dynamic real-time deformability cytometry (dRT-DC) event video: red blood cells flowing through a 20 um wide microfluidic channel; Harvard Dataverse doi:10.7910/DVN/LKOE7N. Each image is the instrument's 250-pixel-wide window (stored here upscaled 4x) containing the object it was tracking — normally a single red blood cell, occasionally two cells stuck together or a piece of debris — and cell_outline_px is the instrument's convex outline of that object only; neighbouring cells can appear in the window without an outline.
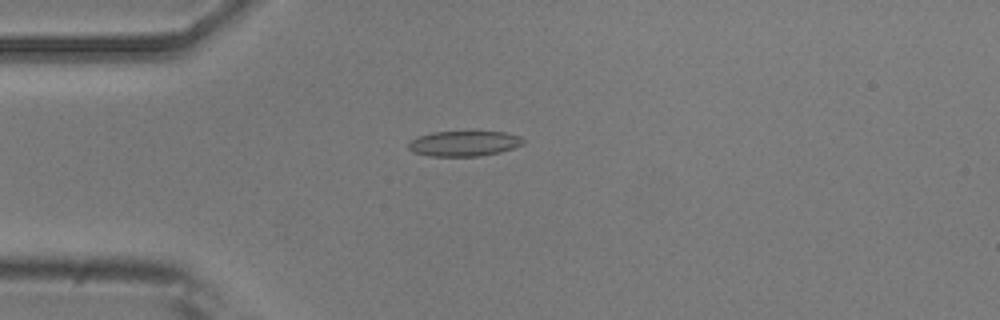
{"species": "common noctule bat (a hibernating species)", "species_latin": "Nyctalus noctula", "temperature_condition": "room temperature", "stored_images_in_passage": 46, "camera_frame_rate_fps": 3000, "um_per_image_px": 0.085, "animal": {"sex": "male", "body_mass_g": 20.5, "forearm_length_mm": 52.5}, "frame": {"image": 1, "passage_image": 7, "time_ms": 2.0, "image_size_px": [1000, 320], "cell_outline_px": [[524, 144], [500, 152], [480, 156], [432, 156], [412, 152], [408, 148], [408, 144], [416, 136], [432, 132], [472, 128], [508, 132], [520, 136], [524, 140]], "centroid_in_image_um": [39.47, 12.13], "position_along_channel_um": 45.5, "area_um2": 18.03}}
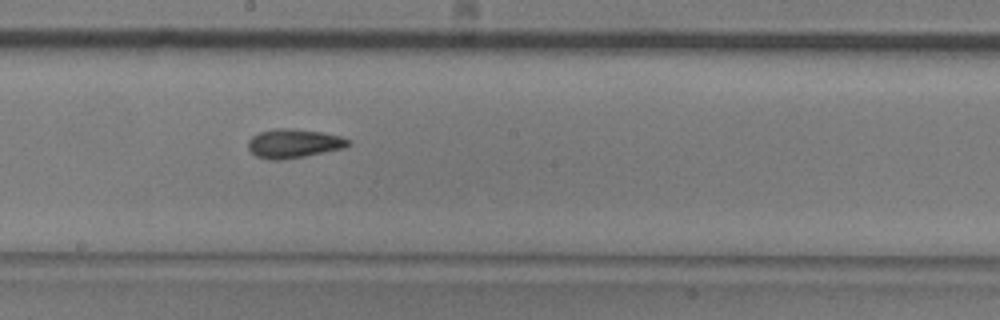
{"frame": {"image": 2, "passage_image": 22, "time_ms": 7.0, "image_size_px": [1000, 320], "cell_outline_px": [[352, 144], [344, 148], [304, 156], [280, 160], [268, 160], [256, 156], [248, 148], [248, 140], [252, 136], [260, 132], [276, 128], [292, 128], [320, 132], [340, 136], [352, 140]], "centroid_in_image_um": [24.97, 12.19], "position_along_channel_um": 223.2, "area_um2": 16.94}}
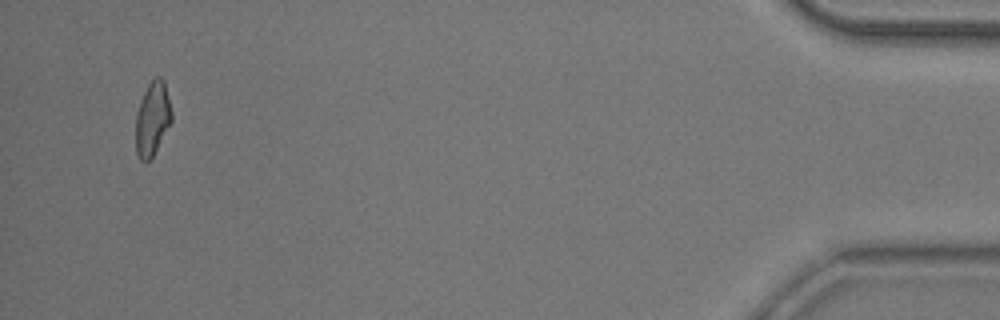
{"frame": {"image": 3, "passage_image": 44, "time_ms": 14.333, "image_size_px": [1000, 320], "cell_outline_px": [[172, 120], [152, 156], [144, 164], [140, 160], [136, 152], [136, 112], [140, 100], [148, 84], [156, 76], [160, 76], [164, 80], [172, 112]], "centroid_in_image_um": [12.94, 10.07], "position_along_channel_um": 422.3, "area_um2": 15.37}, "authors_computed_cell_mechanics": {"area_um2": 16.3574, "velocity_mm_per_s": 3.8328, "shape_relaxation_time_tau1_ms": 7.6985, "shape_relaxation_time_tau2_ms": 1.7797, "deformation_change_tau1": 0.1805, "deformation_change_tau2": 0.0746}}